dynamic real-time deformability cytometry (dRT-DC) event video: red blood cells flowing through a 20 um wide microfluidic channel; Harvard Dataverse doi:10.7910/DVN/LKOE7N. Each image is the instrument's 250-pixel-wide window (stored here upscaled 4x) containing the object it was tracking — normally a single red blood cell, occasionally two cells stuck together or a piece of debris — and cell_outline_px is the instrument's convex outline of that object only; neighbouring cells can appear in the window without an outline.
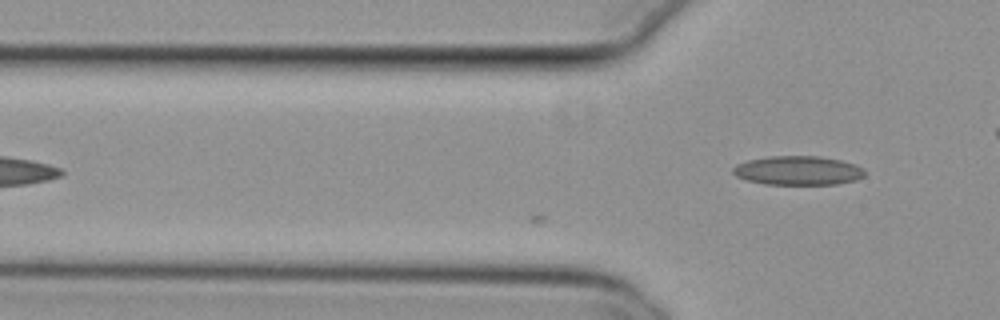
{"species": "common noctule bat (a hibernating species)", "species_latin": "Nyctalus noctula", "temperature_condition": "cold", "stored_images_in_passage": 4, "camera_frame_rate_fps": 3000, "um_per_image_px": 0.085, "animal": {"sex": "female", "body_mass_g": 29.2, "forearm_length_mm": 56.3}, "frame": {"image": 1, "passage_image": 4, "time_ms": 1.0, "image_size_px": [1000, 320], "cell_outline_px": [[864, 176], [856, 180], [836, 184], [764, 184], [748, 180], [736, 176], [732, 172], [732, 168], [736, 164], [748, 160], [768, 156], [820, 156], [840, 160], [856, 164], [864, 168]], "centroid_in_image_um": [67.83, 14.49], "position_along_channel_um": 58.0, "area_um2": 22.37}}